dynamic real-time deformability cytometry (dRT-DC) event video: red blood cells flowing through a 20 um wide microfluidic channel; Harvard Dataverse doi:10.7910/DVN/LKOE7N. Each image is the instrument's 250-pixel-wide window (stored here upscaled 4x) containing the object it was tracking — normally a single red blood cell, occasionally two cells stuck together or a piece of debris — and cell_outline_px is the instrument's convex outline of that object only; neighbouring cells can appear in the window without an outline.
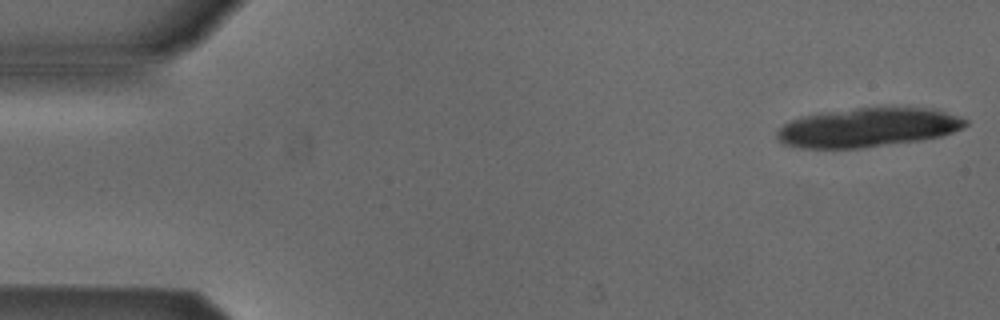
{"species": "Egyptian fruit bat (a non-hibernating species)", "species_latin": "Rousettus aegyptiacus", "temperature_condition": "cold", "stored_images_in_passage": 5, "camera_frame_rate_fps": 3000, "um_per_image_px": 0.085, "animal": {"sex": "male"}, "frame": {"image": 1, "passage_image": 1, "time_ms": 0.0, "image_size_px": [1000, 320], "cell_outline_px": [[968, 124], [964, 128], [940, 136], [920, 140], [860, 148], [800, 148], [784, 144], [776, 136], [776, 132], [784, 124], [800, 116], [820, 112], [856, 108], [936, 108], [968, 120]], "centroid_in_image_um": [73.76, 10.83], "position_along_channel_um": 11.2, "area_um2": 42.89}}
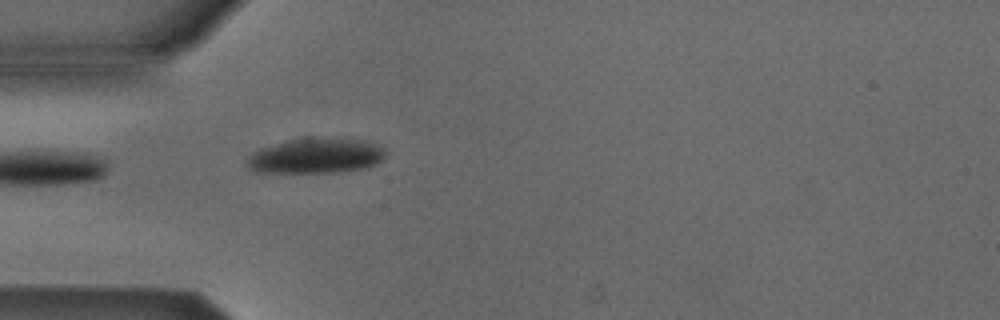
{"frame": {"image": 2, "passage_image": 5, "time_ms": 1.333, "image_size_px": [1000, 320], "cell_outline_px": [[388, 152], [384, 160], [376, 164], [364, 168], [344, 172], [256, 172], [248, 168], [248, 156], [252, 152], [260, 148], [288, 140], [304, 136], [312, 136], [368, 140], [380, 144]], "centroid_in_image_um": [26.93, 13.21], "position_along_channel_um": 58.1, "area_um2": 29.25}}